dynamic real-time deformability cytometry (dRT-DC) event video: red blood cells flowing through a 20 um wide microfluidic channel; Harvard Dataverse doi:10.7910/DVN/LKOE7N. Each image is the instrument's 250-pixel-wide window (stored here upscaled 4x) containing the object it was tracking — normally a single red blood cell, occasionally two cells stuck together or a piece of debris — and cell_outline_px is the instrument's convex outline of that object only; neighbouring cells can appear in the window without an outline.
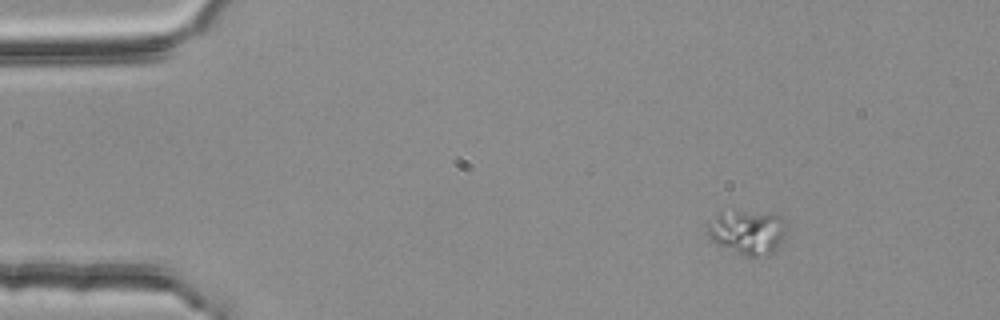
{"species": "common noctule bat (a hibernating species)", "species_latin": "Nyctalus noctula", "temperature_condition": "room temperature", "stored_images_in_passage": 3, "camera_frame_rate_fps": 3000, "um_per_image_px": 0.085, "animal": {"sex": "female", "body_mass_g": 25.1}, "frame": {"image": 1, "passage_image": 1, "time_ms": 0.0, "image_size_px": [1000, 320], "cell_outline_px": [[788, 232], [776, 248], [772, 252], [756, 256], [744, 256], [716, 244], [708, 236], [708, 224], [720, 212], [768, 212], [784, 216], [788, 220]], "centroid_in_image_um": [63.62, 19.71], "position_along_channel_um": 21.4, "area_um2": 20.58}}
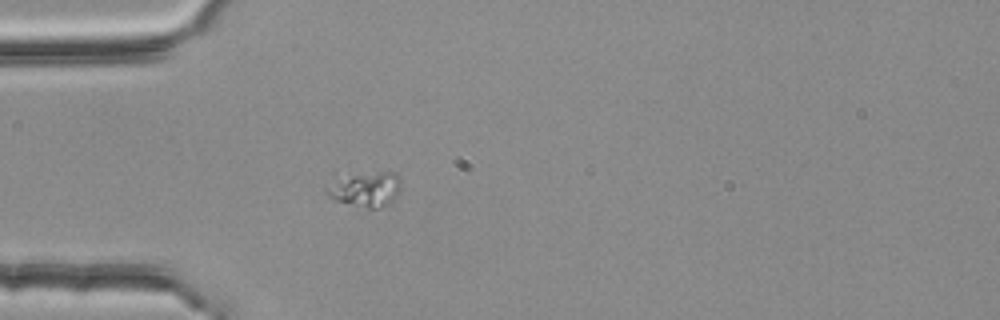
{"frame": {"image": 2, "passage_image": 3, "time_ms": 0.667, "image_size_px": [1000, 320], "cell_outline_px": [[400, 192], [388, 204], [380, 208], [368, 212], [336, 200], [328, 196], [324, 188], [336, 180], [352, 176], [380, 172], [392, 172], [400, 180]], "centroid_in_image_um": [31.08, 16.18], "position_along_channel_um": 53.9, "area_um2": 15.09}}